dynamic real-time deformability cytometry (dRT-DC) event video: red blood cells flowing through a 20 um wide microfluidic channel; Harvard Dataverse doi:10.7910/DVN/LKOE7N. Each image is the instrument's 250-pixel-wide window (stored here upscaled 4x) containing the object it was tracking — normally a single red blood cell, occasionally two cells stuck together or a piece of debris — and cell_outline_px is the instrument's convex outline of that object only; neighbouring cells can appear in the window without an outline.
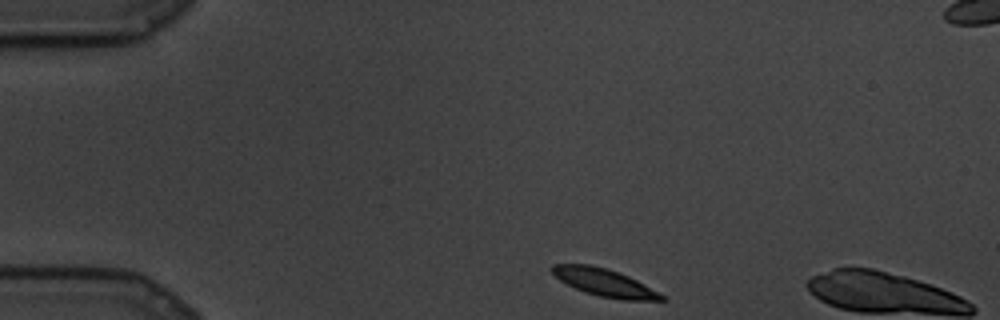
{"species": "common noctule bat (a hibernating species)", "species_latin": "Nyctalus noctula", "temperature_condition": "cold", "stored_images_in_passage": 5, "camera_frame_rate_fps": 3000, "um_per_image_px": 0.085, "animal": {"sex": "male", "body_mass_g": 19.5, "forearm_length_mm": 54.6}, "frame": {"image": 1, "passage_image": 1, "time_ms": 0.0, "image_size_px": [1000, 320], "cell_outline_px": [[664, 300], [624, 300], [600, 296], [584, 292], [560, 280], [548, 268], [552, 264], [592, 264], [608, 268], [628, 276], [660, 292], [664, 296]], "centroid_in_image_um": [51.36, 24.0], "position_along_channel_um": 33.6, "area_um2": 17.51}}